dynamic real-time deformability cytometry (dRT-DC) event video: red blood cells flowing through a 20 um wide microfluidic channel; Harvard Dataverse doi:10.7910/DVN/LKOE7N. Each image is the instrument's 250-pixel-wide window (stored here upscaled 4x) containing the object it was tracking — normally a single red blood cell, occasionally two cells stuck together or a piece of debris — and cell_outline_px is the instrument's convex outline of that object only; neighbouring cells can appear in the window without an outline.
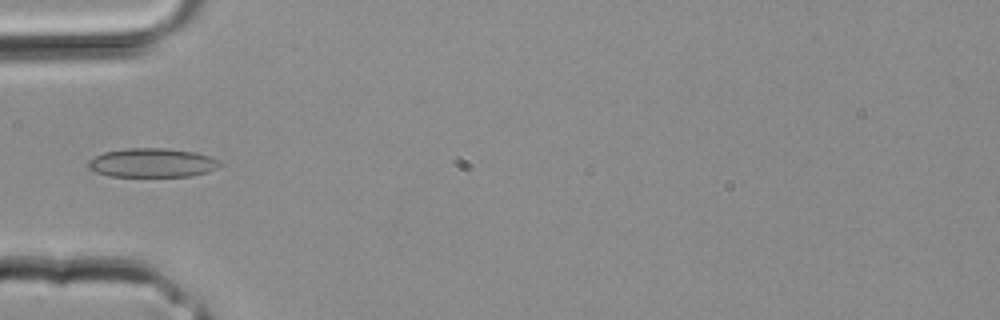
{"species": "common noctule bat (a hibernating species)", "species_latin": "Nyctalus noctula", "temperature_condition": "room temperature", "stored_images_in_passage": 4, "segment_of_instrument_passage": [2, 2], "camera_frame_rate_fps": 3000, "um_per_image_px": 0.085, "animal": {"sex": "male", "body_mass_g": 20.4}, "frame": {"image": 1, "passage_image": 4, "time_ms": 1.0, "image_size_px": [1000, 320], "cell_outline_px": [[224, 164], [208, 172], [192, 176], [108, 176], [96, 172], [88, 168], [88, 160], [104, 152], [124, 148], [164, 148], [196, 152], [220, 160]], "centroid_in_image_um": [12.95, 13.83], "position_along_channel_um": 72.0, "area_um2": 22.37}}